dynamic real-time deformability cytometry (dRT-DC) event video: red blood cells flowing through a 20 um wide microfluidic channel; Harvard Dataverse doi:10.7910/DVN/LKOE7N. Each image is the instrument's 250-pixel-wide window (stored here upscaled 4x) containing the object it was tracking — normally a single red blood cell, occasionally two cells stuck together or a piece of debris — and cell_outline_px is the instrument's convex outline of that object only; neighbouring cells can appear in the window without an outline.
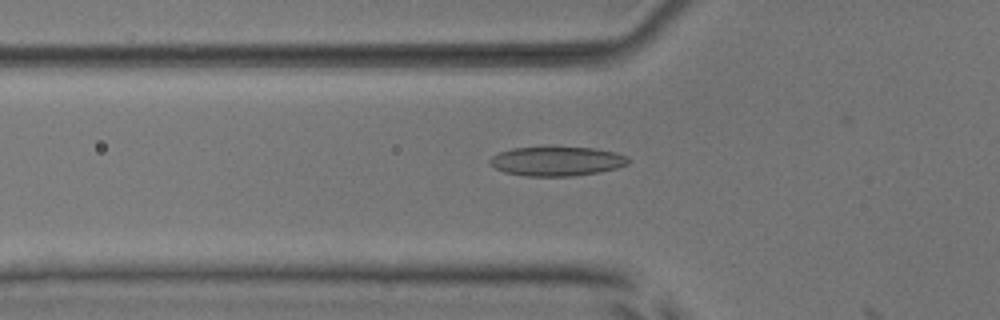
{"species": "common noctule bat (a hibernating species)", "species_latin": "Nyctalus noctula", "temperature_condition": "room temperature", "stored_images_in_passage": 22, "camera_frame_rate_fps": 3000, "um_per_image_px": 0.085, "animal": {"sex": "male", "body_mass_g": 17.9, "forearm_length_mm": 54.2}, "frame": {"image": 1, "passage_image": 21, "time_ms": 6.667, "image_size_px": [1000, 320], "cell_outline_px": [[632, 160], [628, 164], [616, 168], [600, 172], [572, 176], [528, 176], [504, 172], [496, 168], [488, 160], [492, 156], [500, 152], [512, 148], [548, 144], [596, 148], [616, 152], [628, 156]], "centroid_in_image_um": [47.37, 13.65], "position_along_channel_um": 78.4, "area_um2": 24.68}}